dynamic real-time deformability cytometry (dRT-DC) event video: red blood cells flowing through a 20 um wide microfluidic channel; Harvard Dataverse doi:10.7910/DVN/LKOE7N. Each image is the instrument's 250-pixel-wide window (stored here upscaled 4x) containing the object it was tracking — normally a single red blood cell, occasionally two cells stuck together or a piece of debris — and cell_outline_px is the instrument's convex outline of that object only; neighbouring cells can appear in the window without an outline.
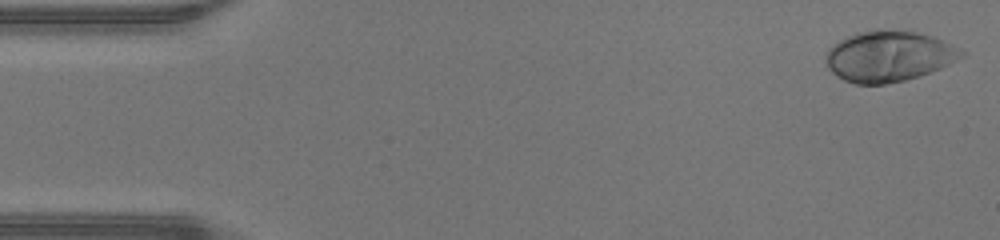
{"species": "human", "species_latin": "Homo sapiens", "temperature_condition": "warm", "stored_images_in_passage": 46, "camera_frame_rate_fps": 3000, "um_per_image_px": 0.085, "donor": {"sex": "male"}, "frame": {"image": 1, "passage_image": 1, "time_ms": 0.0, "image_size_px": [1000, 240], "cell_outline_px": [[968, 52], [964, 56], [940, 68], [920, 76], [904, 80], [884, 84], [856, 84], [844, 80], [832, 72], [828, 68], [824, 60], [824, 56], [828, 48], [832, 44], [856, 32], [876, 28], [916, 32], [932, 36], [960, 48]], "centroid_in_image_um": [75.52, 4.76], "position_along_channel_um": 9.5, "area_um2": 40.4}}
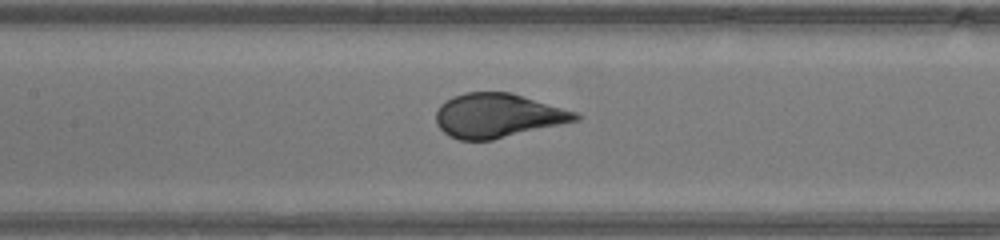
{"frame": {"image": 2, "passage_image": 21, "time_ms": 6.667, "image_size_px": [1000, 240], "cell_outline_px": [[580, 120], [492, 140], [460, 140], [444, 132], [436, 124], [436, 112], [440, 104], [452, 96], [464, 92], [512, 92], [576, 112], [580, 116]], "centroid_in_image_um": [42.3, 9.81], "position_along_channel_um": 165.1, "area_um2": 35.84}}
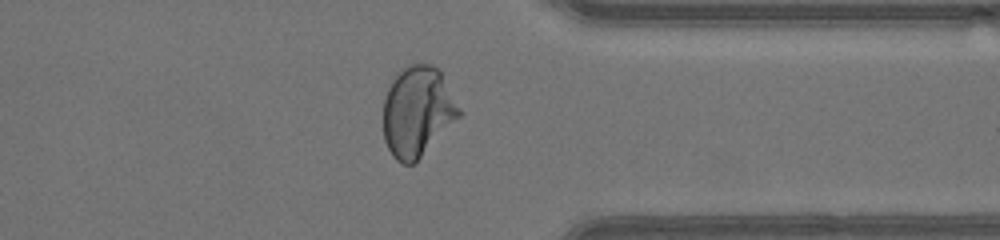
{"frame": {"image": 3, "passage_image": 36, "time_ms": 11.667, "image_size_px": [1000, 240], "cell_outline_px": [[464, 112], [412, 164], [404, 164], [396, 160], [392, 156], [384, 140], [384, 96], [396, 72], [408, 64], [432, 64], [440, 68]], "centroid_in_image_um": [35.5, 9.42], "position_along_channel_um": 375.9, "area_um2": 40.11}, "authors_computed_cell_mechanics": {"area_um2": 37.4833, "velocity_mm_per_s": 4.3527, "shape_relaxation_time_tau1_ms": 3.1883, "shape_relaxation_time_tau2_ms": null, "deformation_change_tau1": 0.2055, "deformation_change_tau2": null}}